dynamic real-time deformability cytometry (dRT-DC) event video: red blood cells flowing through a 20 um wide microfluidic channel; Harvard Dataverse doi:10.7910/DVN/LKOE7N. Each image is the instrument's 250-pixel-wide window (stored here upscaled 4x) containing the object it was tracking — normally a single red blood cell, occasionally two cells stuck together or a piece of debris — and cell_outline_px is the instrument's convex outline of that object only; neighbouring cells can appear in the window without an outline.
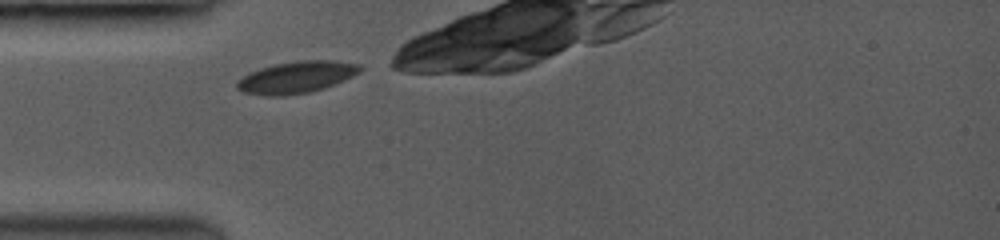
{"species": "common noctule bat (a hibernating species)", "species_latin": "Nyctalus noctula", "temperature_condition": "room temperature", "stored_images_in_passage": 24, "camera_frame_rate_fps": 3500, "um_per_image_px": 0.085, "animal": {"sex": "female", "body_mass_g": 19.0, "forearm_length_mm": 53.3}, "frame": {"image": 1, "passage_image": 1, "time_ms": 0.0, "image_size_px": [1000, 240], "cell_outline_px": [[364, 68], [360, 72], [332, 84], [308, 92], [272, 96], [244, 92], [236, 88], [236, 80], [260, 68], [276, 64], [300, 60], [328, 60], [360, 64]], "centroid_in_image_um": [25.18, 6.54], "position_along_channel_um": 59.8, "area_um2": 22.14}}
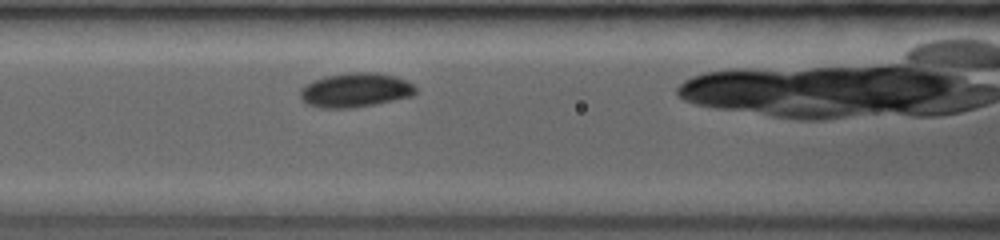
{"frame": {"image": 2, "passage_image": 6, "time_ms": 2.0, "image_size_px": [1000, 240], "cell_outline_px": [[416, 92], [408, 96], [372, 104], [348, 108], [324, 108], [308, 104], [300, 96], [300, 88], [312, 80], [324, 76], [348, 72], [376, 72], [396, 76], [412, 84], [416, 88]], "centroid_in_image_um": [30.15, 7.63], "position_along_channel_um": 136.4, "area_um2": 22.72}}
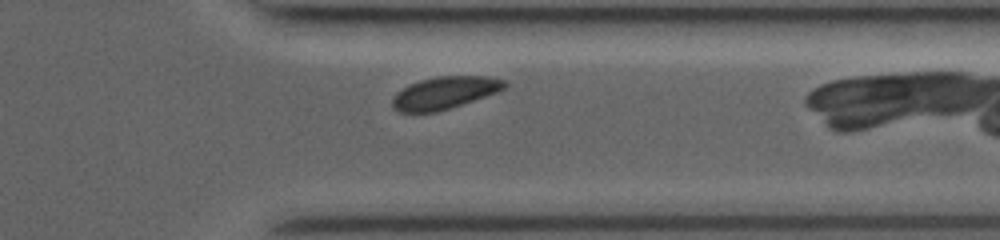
{"frame": {"image": 3, "passage_image": 22, "time_ms": 8.0, "image_size_px": [1000, 240], "cell_outline_px": [[508, 84], [504, 88], [496, 92], [436, 112], [400, 112], [392, 108], [392, 100], [396, 92], [420, 80], [440, 76], [484, 76], [504, 80]], "centroid_in_image_um": [37.76, 7.89], "position_along_channel_um": 373.6, "area_um2": 20.63}}